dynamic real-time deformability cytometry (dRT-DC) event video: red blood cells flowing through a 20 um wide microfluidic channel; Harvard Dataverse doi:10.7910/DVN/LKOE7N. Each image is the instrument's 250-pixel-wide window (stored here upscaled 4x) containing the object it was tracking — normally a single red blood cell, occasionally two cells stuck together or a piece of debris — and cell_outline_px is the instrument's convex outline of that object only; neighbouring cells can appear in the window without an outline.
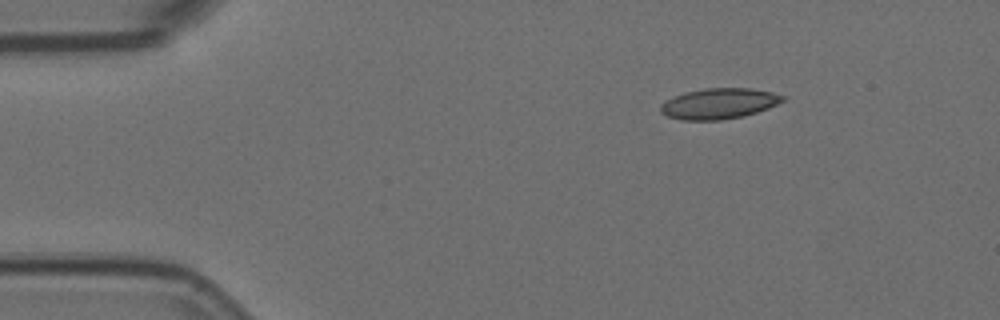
{"species": "Egyptian fruit bat (a non-hibernating species)", "species_latin": "Rousettus aegyptiacus", "temperature_condition": "room temperature", "stored_images_in_passage": 3, "camera_frame_rate_fps": 3000, "um_per_image_px": 0.085, "animal": {"sex": "female"}, "frame": {"image": 1, "passage_image": 1, "time_ms": 0.0, "image_size_px": [1000, 320], "cell_outline_px": [[788, 96], [784, 100], [768, 108], [744, 116], [720, 120], [680, 120], [668, 116], [660, 112], [660, 104], [664, 100], [684, 92], [704, 88], [752, 88], [772, 92]], "centroid_in_image_um": [61.1, 8.8], "position_along_channel_um": 23.9, "area_um2": 22.02}}
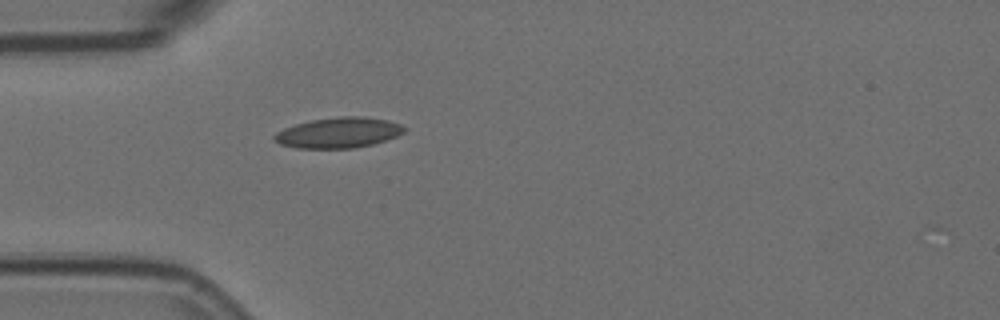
{"frame": {"image": 2, "passage_image": 3, "time_ms": 0.667, "image_size_px": [1000, 320], "cell_outline_px": [[404, 132], [396, 136], [372, 144], [356, 148], [296, 148], [280, 144], [272, 136], [276, 132], [284, 128], [296, 124], [312, 120], [336, 116], [364, 116], [388, 120], [400, 124], [404, 128]], "centroid_in_image_um": [28.76, 11.27], "position_along_channel_um": 56.2, "area_um2": 23.0}}